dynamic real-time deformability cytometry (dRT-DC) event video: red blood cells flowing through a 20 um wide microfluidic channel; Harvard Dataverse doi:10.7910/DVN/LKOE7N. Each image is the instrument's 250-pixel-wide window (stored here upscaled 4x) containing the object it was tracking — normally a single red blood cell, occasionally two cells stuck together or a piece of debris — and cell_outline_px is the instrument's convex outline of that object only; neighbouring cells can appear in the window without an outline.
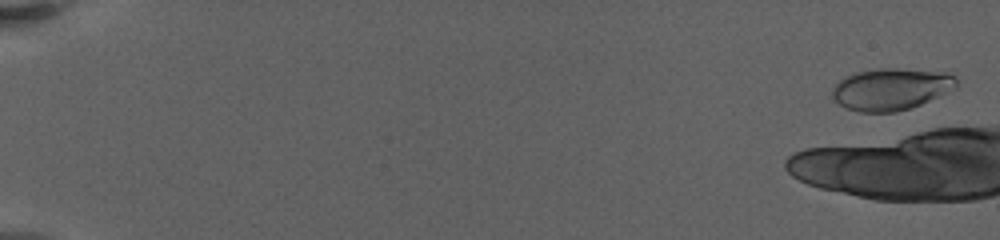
{"species": "human", "species_latin": "Homo sapiens", "temperature_condition": "warm", "stored_images_in_passage": 7, "camera_frame_rate_fps": 3000, "um_per_image_px": 0.085, "donor": {"sex": "female"}, "frame": {"image": 1, "passage_image": 1, "time_ms": 0.0, "image_size_px": [1000, 240], "cell_outline_px": [[956, 88], [912, 108], [896, 112], [860, 112], [848, 108], [840, 104], [832, 96], [832, 88], [844, 76], [856, 72], [880, 68], [900, 68], [948, 72], [956, 76]], "centroid_in_image_um": [75.76, 7.56], "position_along_channel_um": 9.2, "area_um2": 30.4}}